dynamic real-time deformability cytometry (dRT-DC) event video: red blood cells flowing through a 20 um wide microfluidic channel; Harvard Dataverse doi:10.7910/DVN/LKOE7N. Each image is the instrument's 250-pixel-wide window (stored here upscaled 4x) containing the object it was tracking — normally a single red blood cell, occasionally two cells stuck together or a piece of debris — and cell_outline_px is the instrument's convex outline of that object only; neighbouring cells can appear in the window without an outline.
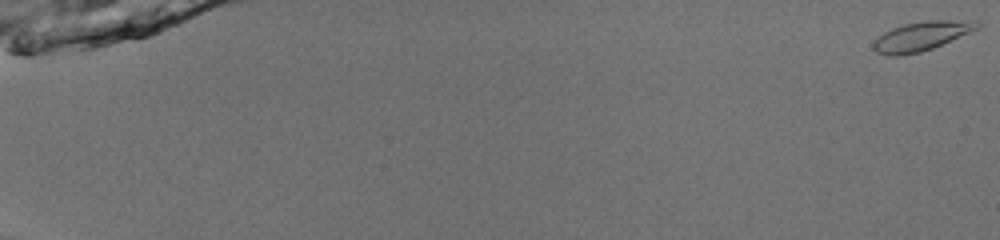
{"species": "common noctule bat (a hibernating species)", "species_latin": "Nyctalus noctula", "temperature_condition": "room temperature", "stored_images_in_passage": 54, "camera_frame_rate_fps": 3000, "um_per_image_px": 0.085, "animal": {"sex": "male", "body_mass_g": 13.0, "forearm_length_mm": 53.1}, "frame": {"image": 1, "passage_image": 1, "time_ms": 0.0, "image_size_px": [1000, 240], "cell_outline_px": [[980, 28], [932, 48], [920, 52], [900, 56], [888, 56], [876, 52], [872, 48], [872, 44], [884, 32], [892, 28], [904, 24], [924, 20], [976, 20], [980, 24]], "centroid_in_image_um": [78.32, 3.07], "position_along_channel_um": 6.7, "area_um2": 17.69}}
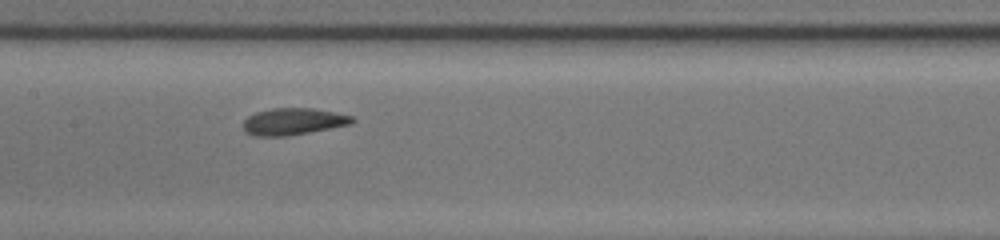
{"frame": {"image": 2, "passage_image": 30, "time_ms": 9.667, "image_size_px": [1000, 240], "cell_outline_px": [[356, 120], [352, 124], [288, 136], [256, 136], [244, 132], [244, 120], [248, 116], [256, 112], [272, 108], [312, 108], [352, 116]], "centroid_in_image_um": [24.92, 10.33], "position_along_channel_um": 182.5, "area_um2": 16.99}}
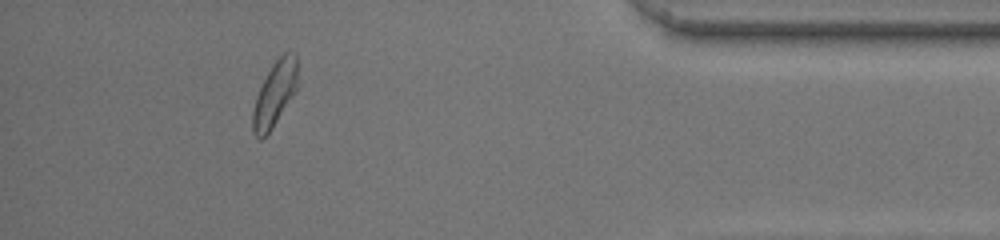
{"frame": {"image": 3, "passage_image": 50, "time_ms": 16.333, "image_size_px": [1000, 240], "cell_outline_px": [[296, 92], [272, 128], [260, 140], [252, 132], [252, 112], [256, 96], [272, 64], [284, 52], [296, 52]], "centroid_in_image_um": [23.34, 8.0], "position_along_channel_um": 411.9, "area_um2": 16.76}, "authors_computed_cell_mechanics": {"area_um2": 16.8776, "velocity_mm_per_s": 3.9727, "shape_relaxation_time_tau1_ms": 2.7479, "shape_relaxation_time_tau2_ms": null, "deformation_change_tau1": 0.1045, "deformation_change_tau2": null}}